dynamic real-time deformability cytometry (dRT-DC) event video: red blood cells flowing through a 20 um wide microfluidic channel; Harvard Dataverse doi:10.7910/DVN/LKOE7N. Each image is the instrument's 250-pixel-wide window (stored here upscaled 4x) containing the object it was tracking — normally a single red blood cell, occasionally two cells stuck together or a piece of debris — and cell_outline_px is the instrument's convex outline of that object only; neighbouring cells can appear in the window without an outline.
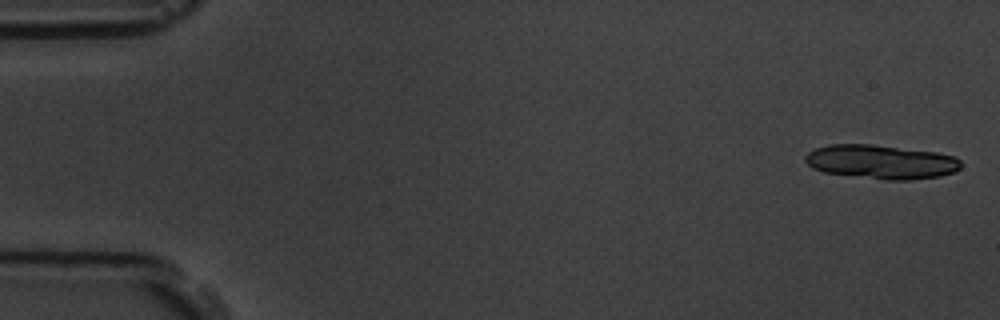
{"species": "common noctule bat (a hibernating species)", "species_latin": "Nyctalus noctula", "temperature_condition": "room temperature", "stored_images_in_passage": 15, "segment_of_instrument_passage": [1, 2], "camera_frame_rate_fps": 3000, "um_per_image_px": 0.085, "animal": {"sex": "male", "body_mass_g": 19.5, "forearm_length_mm": 54.6}, "frame": {"image": 1, "passage_image": 1, "time_ms": 0.0, "image_size_px": [1000, 320], "cell_outline_px": [[960, 168], [956, 172], [940, 176], [912, 180], [884, 180], [824, 172], [812, 168], [804, 160], [804, 156], [808, 152], [816, 148], [828, 144], [872, 144], [936, 152], [952, 156], [960, 160]], "centroid_in_image_um": [74.88, 13.76], "position_along_channel_um": 10.1, "area_um2": 31.04}}